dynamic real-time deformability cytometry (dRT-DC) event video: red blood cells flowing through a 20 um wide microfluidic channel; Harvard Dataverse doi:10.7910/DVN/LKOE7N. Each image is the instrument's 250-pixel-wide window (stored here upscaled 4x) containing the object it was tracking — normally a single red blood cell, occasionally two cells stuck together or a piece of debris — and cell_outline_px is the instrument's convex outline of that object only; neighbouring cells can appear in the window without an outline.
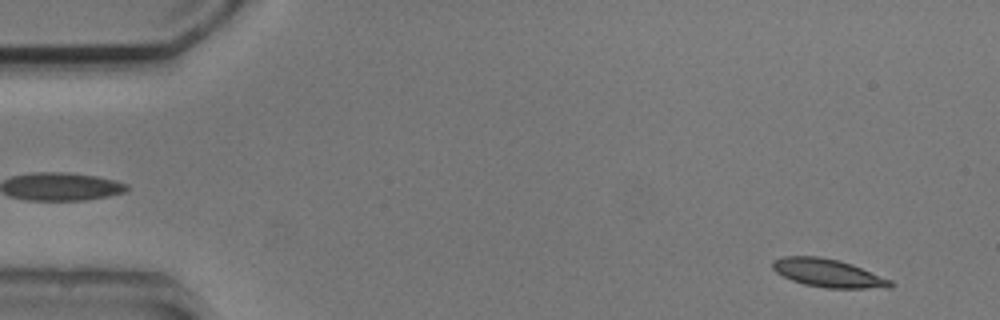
{"species": "common noctule bat (a hibernating species)", "species_latin": "Nyctalus noctula", "temperature_condition": "cold", "stored_images_in_passage": 30, "camera_frame_rate_fps": 3000, "um_per_image_px": 0.085, "animal": {"sex": "male", "body_mass_g": 20.5, "forearm_length_mm": 52.5}, "frame": {"image": 1, "passage_image": 3, "time_ms": 0.667, "image_size_px": [1000, 320], "cell_outline_px": [[896, 284], [892, 288], [828, 288], [804, 284], [792, 280], [776, 272], [772, 268], [772, 260], [784, 256], [820, 256], [840, 260], [852, 264], [892, 280]], "centroid_in_image_um": [70.42, 23.21], "position_along_channel_um": 14.6, "area_um2": 19.48}}
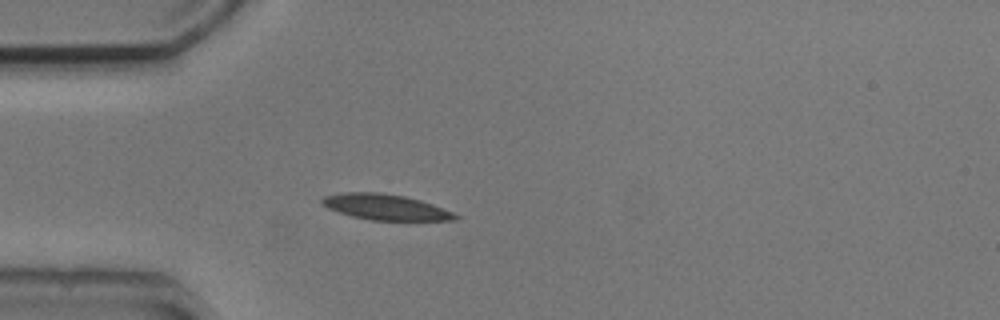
{"frame": {"image": 2, "passage_image": 14, "time_ms": 4.333, "image_size_px": [1000, 320], "cell_outline_px": [[460, 216], [456, 220], [372, 220], [352, 216], [328, 208], [320, 204], [320, 200], [324, 196], [344, 192], [380, 192], [404, 196], [420, 200], [432, 204], [452, 212]], "centroid_in_image_um": [32.74, 17.59], "position_along_channel_um": 52.3, "area_um2": 19.83}}
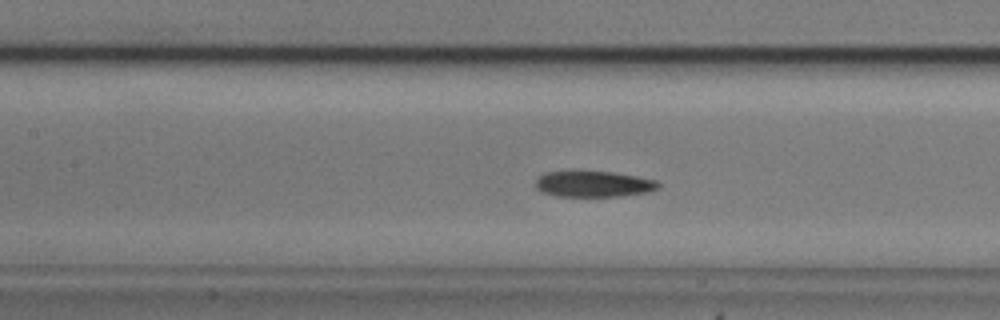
{"frame": {"image": 3, "passage_image": 23, "time_ms": 7.333, "image_size_px": [1000, 320], "cell_outline_px": [[660, 188], [648, 192], [620, 196], [556, 196], [540, 192], [536, 188], [536, 180], [544, 172], [612, 172], [636, 176], [656, 180], [660, 184]], "centroid_in_image_um": [50.46, 15.65], "position_along_channel_um": 156.9, "area_um2": 18.44}}